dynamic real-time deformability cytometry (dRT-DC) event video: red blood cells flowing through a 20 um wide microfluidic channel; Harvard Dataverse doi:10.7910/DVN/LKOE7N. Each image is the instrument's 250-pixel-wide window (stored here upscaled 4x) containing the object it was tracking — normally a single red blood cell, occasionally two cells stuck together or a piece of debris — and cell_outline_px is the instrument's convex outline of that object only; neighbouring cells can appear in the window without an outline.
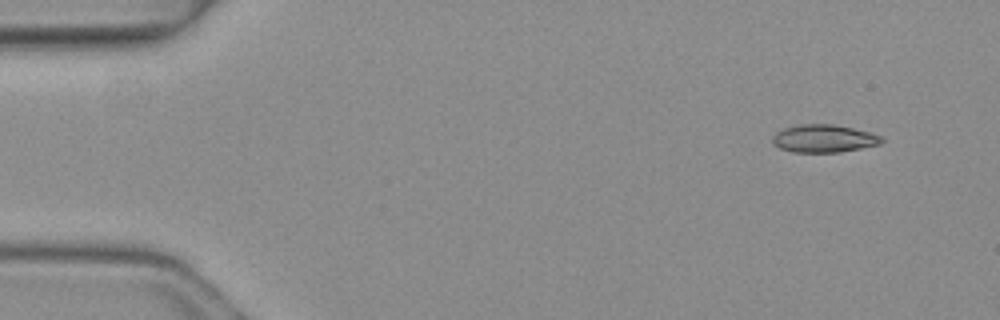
{"species": "common noctule bat (a hibernating species)", "species_latin": "Nyctalus noctula", "temperature_condition": "warm", "stored_images_in_passage": 2, "camera_frame_rate_fps": 3000, "um_per_image_px": 0.085, "animal": {"sex": "female", "body_mass_g": 19.3, "forearm_length_mm": 54.1}, "frame": {"image": 1, "passage_image": 1, "time_ms": 0.0, "image_size_px": [1000, 320], "cell_outline_px": [[884, 140], [880, 144], [840, 152], [792, 152], [780, 148], [772, 144], [772, 136], [776, 132], [784, 128], [796, 124], [832, 124], [852, 128], [868, 132], [880, 136]], "centroid_in_image_um": [69.97, 11.77], "position_along_channel_um": 15.0, "area_um2": 17.63}}